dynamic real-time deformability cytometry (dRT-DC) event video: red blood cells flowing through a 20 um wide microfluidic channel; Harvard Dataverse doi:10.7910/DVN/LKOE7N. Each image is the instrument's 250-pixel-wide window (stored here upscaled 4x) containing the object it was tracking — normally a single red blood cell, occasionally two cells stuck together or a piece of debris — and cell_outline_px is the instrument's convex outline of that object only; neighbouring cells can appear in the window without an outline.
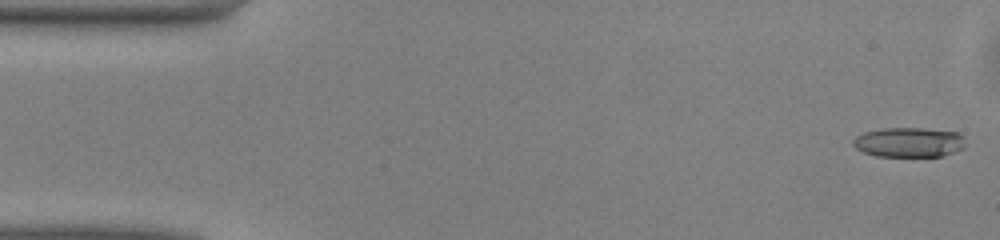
{"species": "common noctule bat (a hibernating species)", "species_latin": "Nyctalus noctula", "temperature_condition": "warm", "stored_images_in_passage": 42, "camera_frame_rate_fps": 3000, "um_per_image_px": 0.085, "animal": {"sex": "male", "body_mass_g": 13.0, "forearm_length_mm": 53.1}, "frame": {"image": 1, "passage_image": 1, "time_ms": 0.0, "image_size_px": [1000, 240], "cell_outline_px": [[964, 148], [940, 156], [876, 156], [864, 152], [856, 148], [852, 144], [852, 140], [856, 136], [864, 132], [880, 128], [924, 128], [956, 132], [960, 136], [964, 144]], "centroid_in_image_um": [77.19, 12.08], "position_along_channel_um": 7.8, "area_um2": 19.31}}
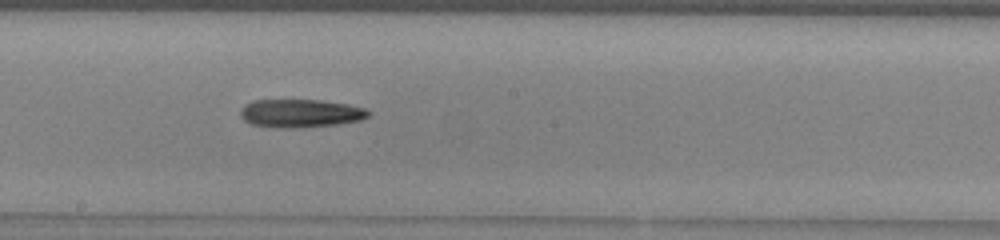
{"frame": {"image": 2, "passage_image": 26, "time_ms": 8.333, "image_size_px": [1000, 240], "cell_outline_px": [[372, 112], [368, 116], [360, 120], [336, 124], [296, 128], [280, 128], [252, 124], [244, 120], [240, 116], [240, 112], [244, 104], [252, 100], [320, 100], [348, 104], [364, 108]], "centroid_in_image_um": [25.52, 9.62], "position_along_channel_um": 222.7, "area_um2": 21.04}}
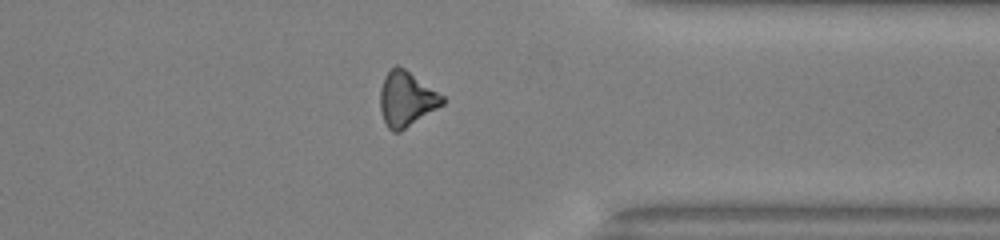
{"frame": {"image": 3, "passage_image": 38, "time_ms": 12.333, "image_size_px": [1000, 240], "cell_outline_px": [[444, 104], [400, 132], [392, 132], [388, 128], [384, 120], [380, 108], [380, 88], [384, 76], [396, 64], [404, 68], [444, 96]], "centroid_in_image_um": [34.53, 8.42], "position_along_channel_um": 376.9, "area_um2": 19.83}}